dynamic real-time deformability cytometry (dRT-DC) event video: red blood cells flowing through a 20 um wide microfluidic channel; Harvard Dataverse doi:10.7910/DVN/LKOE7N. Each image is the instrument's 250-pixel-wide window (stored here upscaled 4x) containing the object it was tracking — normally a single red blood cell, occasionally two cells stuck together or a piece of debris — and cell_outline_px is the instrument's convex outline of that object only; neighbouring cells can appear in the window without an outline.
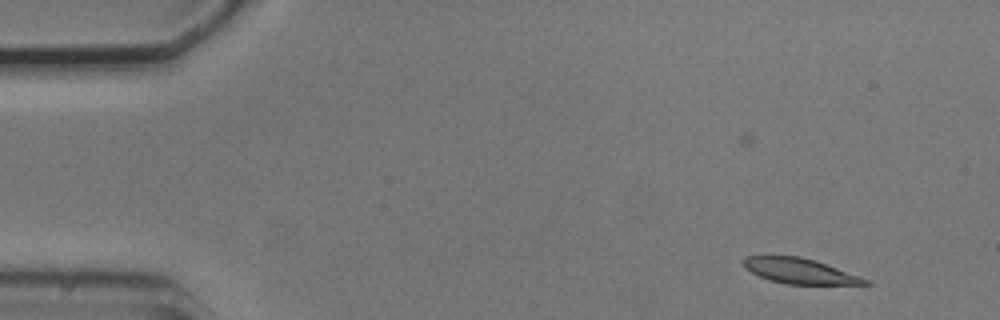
{"species": "common noctule bat (a hibernating species)", "species_latin": "Nyctalus noctula", "temperature_condition": "cold", "stored_images_in_passage": 51, "camera_frame_rate_fps": 3000, "um_per_image_px": 0.085, "animal": {"sex": "male", "body_mass_g": 20.5, "forearm_length_mm": 52.5}, "frame": {"image": 1, "passage_image": 1, "time_ms": 0.0, "image_size_px": [1000, 320], "cell_outline_px": [[872, 284], [788, 284], [768, 280], [744, 268], [740, 260], [744, 256], [800, 256], [816, 260], [860, 276], [868, 280]], "centroid_in_image_um": [67.93, 23.02], "position_along_channel_um": 17.1, "area_um2": 17.98}}
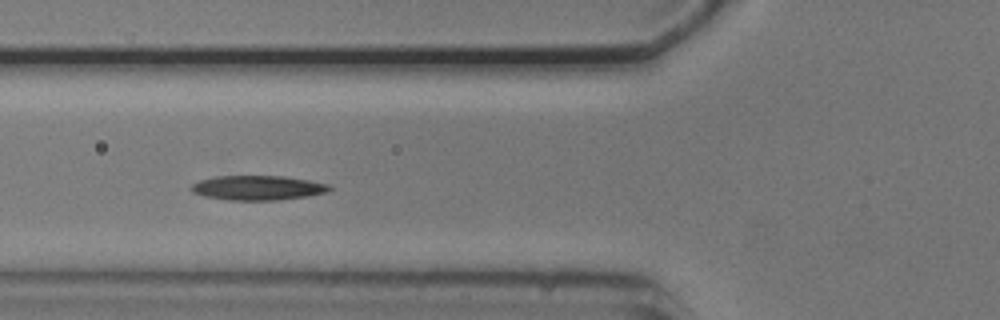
{"frame": {"image": 2, "passage_image": 16, "time_ms": 5.0, "image_size_px": [1000, 320], "cell_outline_px": [[332, 188], [328, 192], [308, 196], [280, 200], [228, 200], [204, 196], [192, 192], [188, 188], [192, 184], [200, 180], [216, 176], [284, 176], [308, 180], [328, 184]], "centroid_in_image_um": [21.9, 15.97], "position_along_channel_um": 103.9, "area_um2": 19.88}}
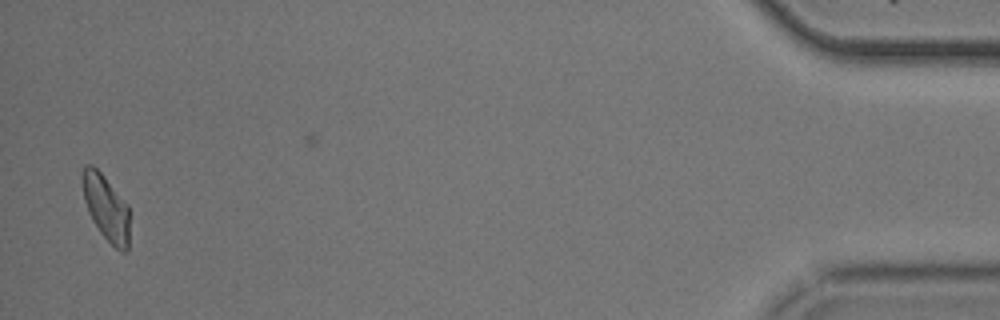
{"frame": {"image": 3, "passage_image": 49, "time_ms": 16.0, "image_size_px": [1000, 320], "cell_outline_px": [[128, 248], [124, 252], [120, 252], [100, 232], [92, 220], [88, 212], [84, 200], [80, 176], [84, 164], [92, 164], [104, 176], [128, 204]], "centroid_in_image_um": [8.98, 17.6], "position_along_channel_um": 426.2, "area_um2": 18.09}, "authors_computed_cell_mechanics": {"area_um2": 19.363, "velocity_mm_per_s": 3.7292, "shape_relaxation_time_tau1_ms": 3.2169, "shape_relaxation_time_tau2_ms": 8.0363, "deformation_change_tau1": 0.104, "deformation_change_tau2": 0.1517}}